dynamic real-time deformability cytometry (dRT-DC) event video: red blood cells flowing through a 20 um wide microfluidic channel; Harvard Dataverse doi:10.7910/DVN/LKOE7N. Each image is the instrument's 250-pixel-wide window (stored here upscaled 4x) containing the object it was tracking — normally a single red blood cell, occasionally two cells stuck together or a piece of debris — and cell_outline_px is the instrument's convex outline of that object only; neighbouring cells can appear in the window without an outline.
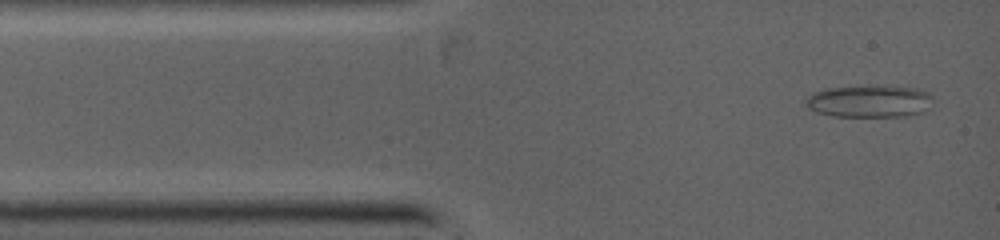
{"species": "common noctule bat (a hibernating species)", "species_latin": "Nyctalus noctula", "temperature_condition": "warm", "stored_images_in_passage": 33, "camera_frame_rate_fps": 5000, "um_per_image_px": 0.085, "animal": {"sex": "female", "body_mass_g": 19.0, "forearm_length_mm": 53.3}, "frame": {"image": 1, "passage_image": 1, "time_ms": 0.0, "image_size_px": [1000, 240], "cell_outline_px": [[932, 108], [924, 112], [904, 116], [832, 116], [816, 112], [808, 108], [804, 100], [808, 96], [816, 92], [828, 88], [916, 88], [928, 92], [932, 96]], "centroid_in_image_um": [73.93, 8.65], "position_along_channel_um": 11.1, "area_um2": 23.18}}
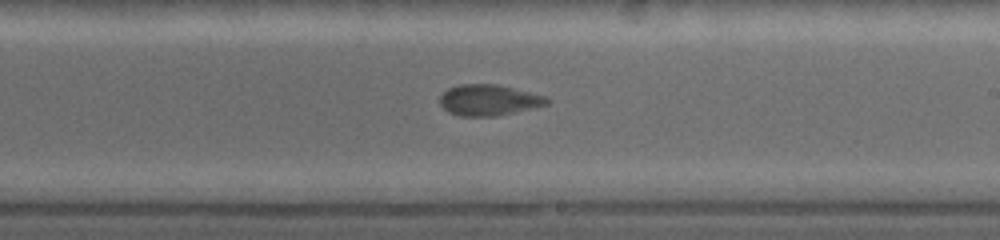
{"frame": {"image": 2, "passage_image": 15, "time_ms": 6.0, "image_size_px": [1000, 240], "cell_outline_px": [[552, 100], [548, 104], [496, 116], [460, 116], [448, 112], [440, 104], [440, 96], [448, 88], [460, 84], [496, 84], [548, 96]], "centroid_in_image_um": [41.56, 8.5], "position_along_channel_um": 247.4, "area_um2": 19.31}}
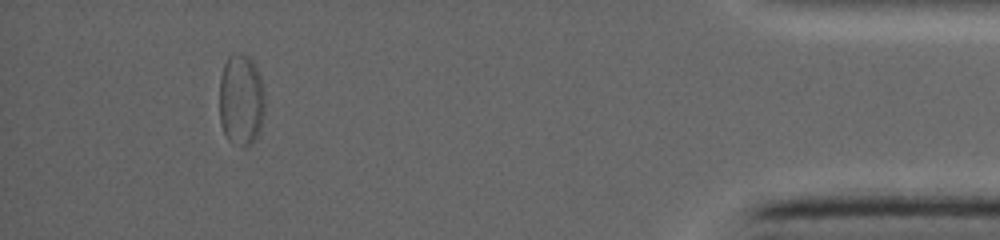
{"frame": {"image": 3, "passage_image": 29, "time_ms": 11.0, "image_size_px": [1000, 240], "cell_outline_px": [[264, 116], [260, 132], [244, 148], [228, 140], [224, 132], [220, 120], [220, 76], [224, 64], [228, 56], [232, 52], [248, 56], [252, 60], [260, 76], [264, 92]], "centroid_in_image_um": [20.49, 8.48], "position_along_channel_um": 414.7, "area_um2": 24.39}}